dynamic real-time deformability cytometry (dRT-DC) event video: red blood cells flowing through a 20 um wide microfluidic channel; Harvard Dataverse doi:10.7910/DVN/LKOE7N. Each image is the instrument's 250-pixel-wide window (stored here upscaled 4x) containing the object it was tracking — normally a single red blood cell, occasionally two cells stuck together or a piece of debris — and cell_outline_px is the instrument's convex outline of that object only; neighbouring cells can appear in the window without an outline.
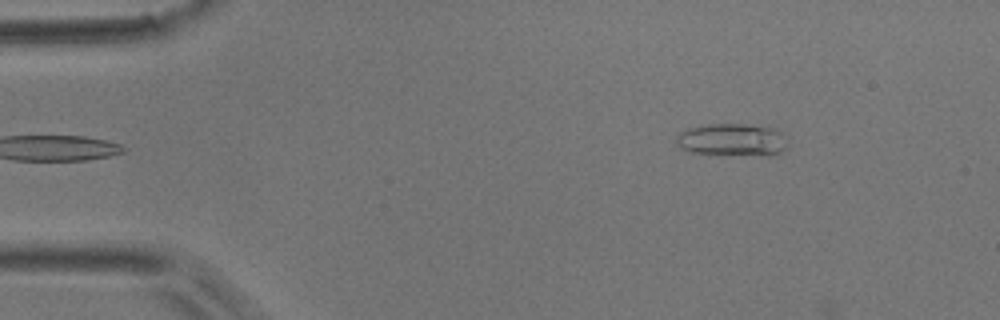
{"species": "common noctule bat (a hibernating species)", "species_latin": "Nyctalus noctula", "temperature_condition": "room temperature", "stored_images_in_passage": 4, "camera_frame_rate_fps": 3000, "um_per_image_px": 0.085, "animal": {"sex": "male", "body_mass_g": 17.9}, "frame": {"image": 1, "passage_image": 4, "time_ms": 3.667, "image_size_px": [1000, 320], "cell_outline_px": [[788, 144], [780, 152], [768, 156], [688, 152], [680, 148], [676, 144], [676, 136], [680, 132], [688, 128], [712, 124], [744, 124], [776, 128], [788, 140]], "centroid_in_image_um": [62.24, 11.88], "position_along_channel_um": 22.8, "area_um2": 21.15}}